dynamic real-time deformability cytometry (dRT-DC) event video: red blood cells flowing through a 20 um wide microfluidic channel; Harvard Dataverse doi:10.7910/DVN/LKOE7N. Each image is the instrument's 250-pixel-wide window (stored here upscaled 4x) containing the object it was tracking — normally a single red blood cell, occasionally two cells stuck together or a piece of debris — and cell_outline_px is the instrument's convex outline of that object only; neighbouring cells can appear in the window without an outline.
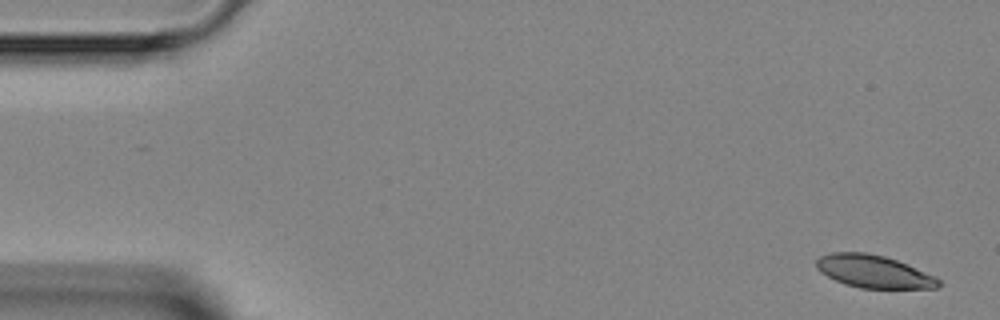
{"species": "Egyptian fruit bat (a non-hibernating species)", "species_latin": "Rousettus aegyptiacus", "temperature_condition": "room temperature", "stored_images_in_passage": 4, "segment_of_instrument_passage": [2, 2], "camera_frame_rate_fps": 3000, "um_per_image_px": 0.085, "animal": {"sex": "female"}, "frame": {"image": 1, "passage_image": 4, "time_ms": 4.333, "image_size_px": [1000, 320], "cell_outline_px": [[940, 284], [936, 288], [860, 288], [844, 284], [820, 272], [816, 268], [816, 260], [820, 256], [832, 252], [868, 252], [884, 256], [896, 260], [936, 276], [940, 280]], "centroid_in_image_um": [74.25, 23.07], "position_along_channel_um": 10.8, "area_um2": 23.24}}